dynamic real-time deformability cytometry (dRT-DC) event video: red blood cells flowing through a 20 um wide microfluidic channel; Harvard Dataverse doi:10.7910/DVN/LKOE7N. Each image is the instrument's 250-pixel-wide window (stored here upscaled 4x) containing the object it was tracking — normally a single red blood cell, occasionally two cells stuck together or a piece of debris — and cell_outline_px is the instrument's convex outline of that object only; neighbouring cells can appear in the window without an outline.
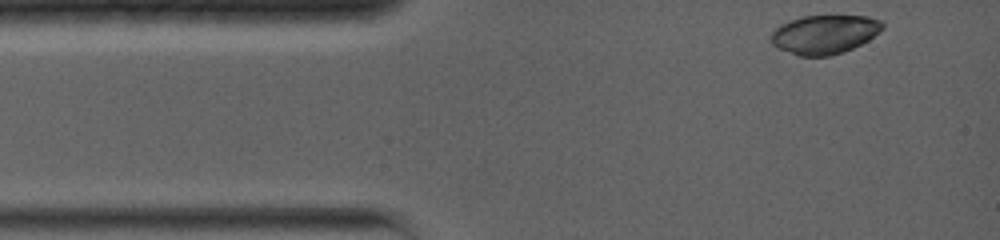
{"species": "common noctule bat (a hibernating species)", "species_latin": "Nyctalus noctula", "temperature_condition": "warm", "stored_images_in_passage": 18, "camera_frame_rate_fps": 5000, "um_per_image_px": 0.085, "animal": {"sex": "female", "body_mass_g": 19.0, "forearm_length_mm": 56.7}, "frame": {"image": 1, "passage_image": 1, "time_ms": 0.0, "image_size_px": [1000, 240], "cell_outline_px": [[884, 28], [880, 32], [868, 40], [844, 52], [828, 56], [800, 56], [780, 48], [772, 44], [772, 32], [780, 24], [800, 16], [868, 16], [880, 20], [884, 24]], "centroid_in_image_um": [70.11, 2.91], "position_along_channel_um": 14.9, "area_um2": 25.14}}
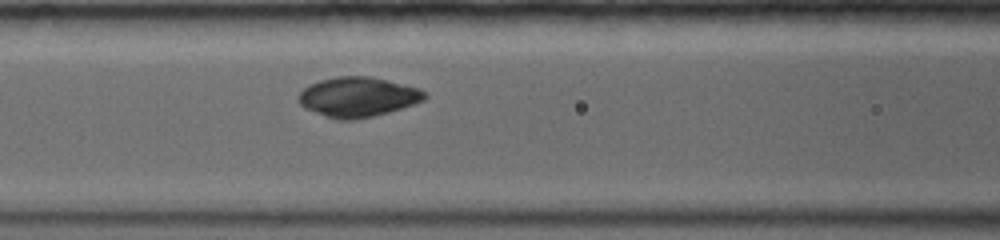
{"frame": {"image": 2, "passage_image": 11, "time_ms": 4.4, "image_size_px": [1000, 240], "cell_outline_px": [[428, 96], [424, 100], [388, 112], [356, 120], [336, 120], [324, 116], [304, 108], [296, 100], [296, 96], [308, 84], [320, 80], [336, 76], [368, 76], [388, 80], [420, 88], [428, 92]], "centroid_in_image_um": [30.38, 8.24], "position_along_channel_um": 136.2, "area_um2": 29.59}}
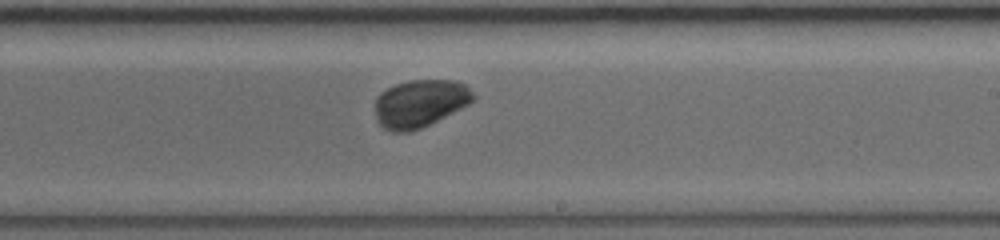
{"frame": {"image": 3, "passage_image": 18, "time_ms": 7.4, "image_size_px": [1000, 240], "cell_outline_px": [[476, 96], [468, 104], [420, 128], [408, 132], [392, 132], [384, 128], [376, 120], [376, 96], [380, 92], [396, 84], [408, 80], [452, 80], [464, 84]], "centroid_in_image_um": [35.66, 8.78], "position_along_channel_um": 253.3, "area_um2": 26.88}}